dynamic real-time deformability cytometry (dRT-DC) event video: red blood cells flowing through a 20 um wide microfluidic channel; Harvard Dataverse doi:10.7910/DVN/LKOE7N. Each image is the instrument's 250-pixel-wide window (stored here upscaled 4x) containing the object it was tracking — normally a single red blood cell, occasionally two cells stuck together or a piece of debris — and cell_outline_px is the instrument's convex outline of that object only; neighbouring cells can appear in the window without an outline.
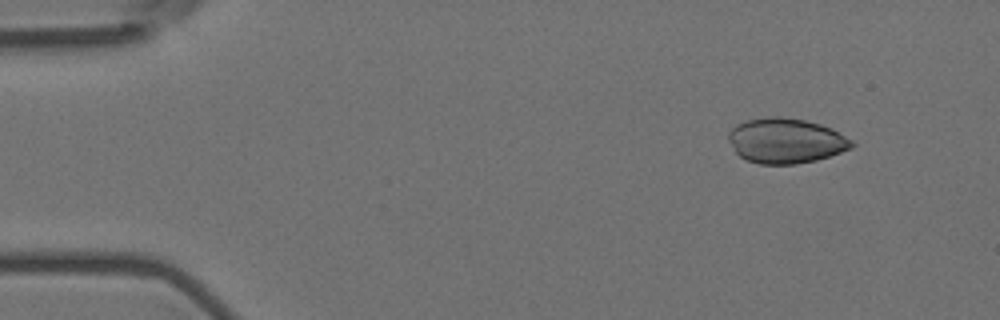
{"species": "Egyptian fruit bat (a non-hibernating species)", "species_latin": "Rousettus aegyptiacus", "temperature_condition": "room temperature", "stored_images_in_passage": 51, "camera_frame_rate_fps": 3000, "um_per_image_px": 0.085, "animal": {"sex": "female"}, "frame": {"image": 1, "passage_image": 1, "time_ms": 0.0, "image_size_px": [1000, 320], "cell_outline_px": [[856, 144], [852, 148], [816, 160], [796, 164], [760, 164], [748, 160], [740, 156], [736, 152], [728, 140], [728, 132], [736, 124], [744, 120], [768, 116], [780, 116], [804, 120], [820, 124], [832, 128], [852, 140]], "centroid_in_image_um": [66.78, 11.95], "position_along_channel_um": 18.2, "area_um2": 32.48}}
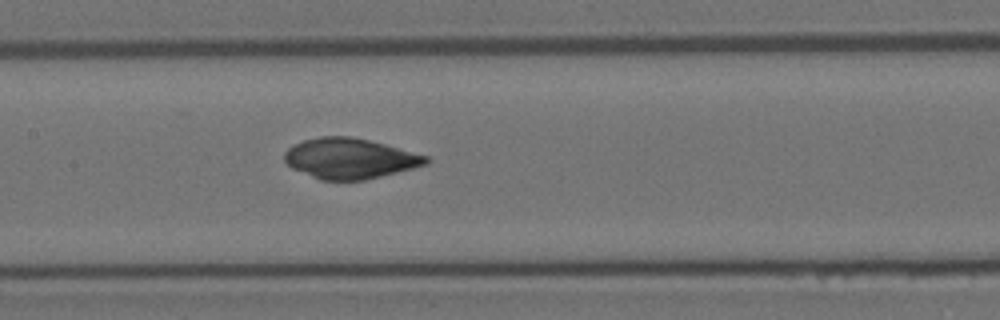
{"frame": {"image": 2, "passage_image": 22, "time_ms": 7.0, "image_size_px": [1000, 320], "cell_outline_px": [[432, 160], [428, 164], [364, 180], [320, 180], [292, 168], [284, 160], [284, 152], [288, 148], [304, 140], [320, 136], [348, 136], [368, 140], [384, 144], [428, 156]], "centroid_in_image_um": [29.73, 13.47], "position_along_channel_um": 177.7, "area_um2": 33.06}}
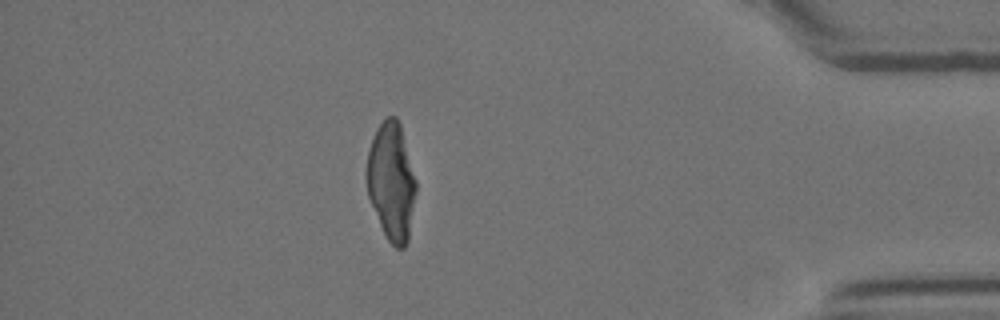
{"frame": {"image": 3, "passage_image": 44, "time_ms": 14.333, "image_size_px": [1000, 320], "cell_outline_px": [[416, 192], [408, 240], [404, 248], [396, 248], [388, 240], [380, 224], [368, 196], [364, 176], [368, 152], [376, 128], [388, 116], [396, 116], [400, 124], [416, 180]], "centroid_in_image_um": [33.25, 15.42], "position_along_channel_um": 401.9, "area_um2": 33.81}}